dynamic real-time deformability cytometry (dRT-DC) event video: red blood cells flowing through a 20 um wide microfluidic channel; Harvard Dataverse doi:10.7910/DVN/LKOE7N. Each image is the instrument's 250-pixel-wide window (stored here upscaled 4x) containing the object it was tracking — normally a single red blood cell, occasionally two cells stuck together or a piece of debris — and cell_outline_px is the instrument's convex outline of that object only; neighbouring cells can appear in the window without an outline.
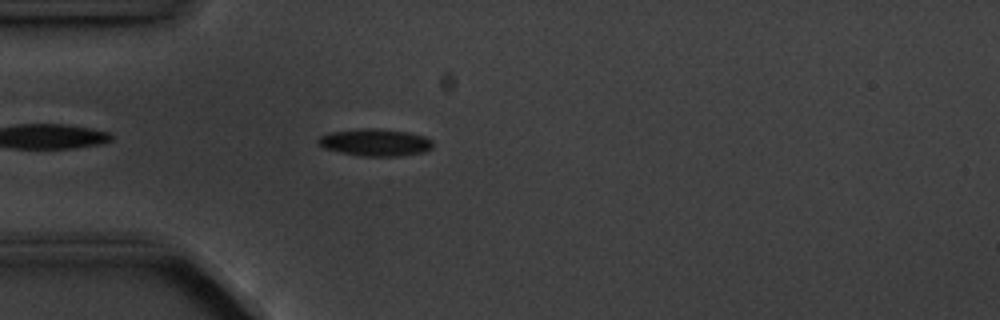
{"species": "common noctule bat (a hibernating species)", "species_latin": "Nyctalus noctula", "temperature_condition": "cold", "stored_images_in_passage": 5, "camera_frame_rate_fps": 3000, "um_per_image_px": 0.085, "animal": {"sex": "male", "body_mass_g": 20.1, "forearm_length_mm": 53.5}, "frame": {"image": 1, "passage_image": 5, "time_ms": 4.667, "image_size_px": [1000, 320], "cell_outline_px": [[432, 148], [424, 152], [396, 156], [364, 156], [340, 152], [324, 148], [316, 140], [320, 136], [328, 132], [360, 128], [380, 128], [408, 132], [424, 136], [432, 140]], "centroid_in_image_um": [31.88, 12.09], "position_along_channel_um": 53.1, "area_um2": 18.21}}